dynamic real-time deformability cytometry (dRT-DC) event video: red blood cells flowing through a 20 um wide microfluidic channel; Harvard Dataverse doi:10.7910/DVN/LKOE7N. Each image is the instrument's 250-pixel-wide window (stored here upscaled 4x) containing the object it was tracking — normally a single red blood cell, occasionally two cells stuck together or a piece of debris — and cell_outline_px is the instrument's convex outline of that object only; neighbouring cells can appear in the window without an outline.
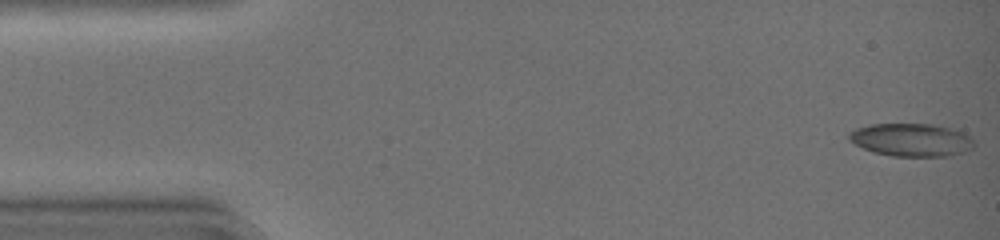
{"species": "common noctule bat (a hibernating species)", "species_latin": "Nyctalus noctula", "temperature_condition": "warm", "stored_images_in_passage": 31, "camera_frame_rate_fps": 3000, "um_per_image_px": 0.085, "animal": {"sex": "female", "body_mass_g": 19.0, "forearm_length_mm": 51.5}, "frame": {"image": 1, "passage_image": 1, "time_ms": 0.0, "image_size_px": [1000, 240], "cell_outline_px": [[976, 144], [972, 148], [964, 152], [948, 156], [892, 156], [872, 152], [848, 140], [848, 132], [856, 128], [868, 124], [932, 124], [948, 128], [960, 132], [968, 136]], "centroid_in_image_um": [77.41, 11.89], "position_along_channel_um": 7.6, "area_um2": 23.93}}
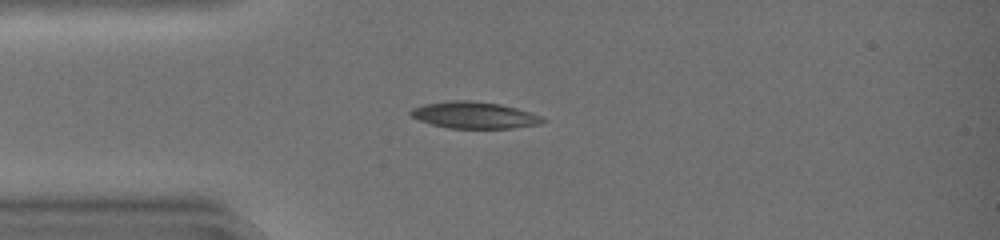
{"frame": {"image": 2, "passage_image": 12, "time_ms": 3.667, "image_size_px": [1000, 240], "cell_outline_px": [[548, 120], [540, 124], [512, 128], [448, 128], [432, 124], [420, 120], [412, 116], [408, 112], [412, 108], [424, 104], [448, 100], [472, 100], [500, 104], [516, 108], [544, 116]], "centroid_in_image_um": [40.35, 9.78], "position_along_channel_um": 44.7, "area_um2": 20.63}}